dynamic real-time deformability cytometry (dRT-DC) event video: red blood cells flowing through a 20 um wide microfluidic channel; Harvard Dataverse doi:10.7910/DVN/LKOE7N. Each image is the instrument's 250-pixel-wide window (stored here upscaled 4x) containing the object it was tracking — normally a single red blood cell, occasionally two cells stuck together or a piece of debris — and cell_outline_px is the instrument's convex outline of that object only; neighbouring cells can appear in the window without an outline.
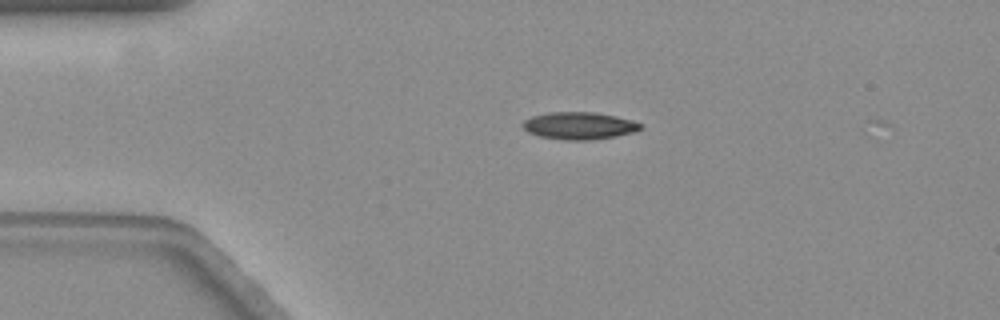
{"species": "common noctule bat (a hibernating species)", "species_latin": "Nyctalus noctula", "temperature_condition": "warm", "stored_images_in_passage": 15, "camera_frame_rate_fps": 3000, "um_per_image_px": 0.085, "animal": {"sex": "female", "body_mass_g": 19.3, "forearm_length_mm": 54.1}, "frame": {"image": 1, "passage_image": 12, "time_ms": 3.667, "image_size_px": [1000, 320], "cell_outline_px": [[640, 128], [636, 132], [616, 136], [592, 140], [564, 140], [540, 136], [528, 132], [520, 124], [524, 120], [532, 116], [548, 112], [592, 112], [616, 116], [632, 120], [640, 124]], "centroid_in_image_um": [49.2, 10.69], "position_along_channel_um": 35.8, "area_um2": 18.73}}